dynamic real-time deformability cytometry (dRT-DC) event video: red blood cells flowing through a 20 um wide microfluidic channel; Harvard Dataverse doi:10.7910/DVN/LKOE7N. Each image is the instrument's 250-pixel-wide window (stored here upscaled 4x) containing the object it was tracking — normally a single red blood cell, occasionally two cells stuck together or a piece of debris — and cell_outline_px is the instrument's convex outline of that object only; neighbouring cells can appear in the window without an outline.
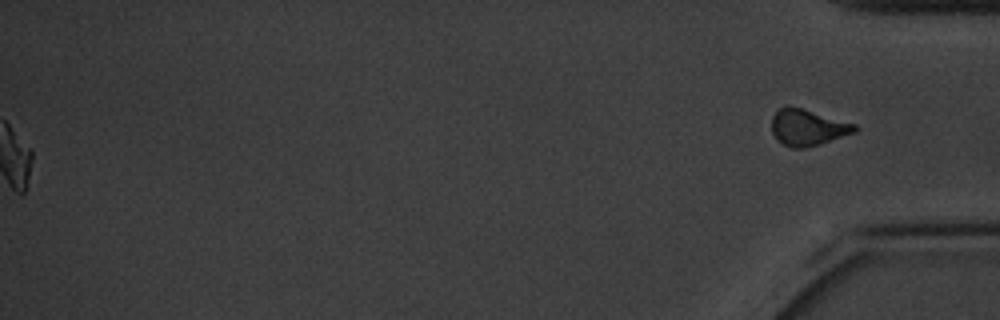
{"species": "common noctule bat (a hibernating species)", "species_latin": "Nyctalus noctula", "temperature_condition": "cold", "stored_images_in_passage": 62, "segment_of_instrument_passage": [2, 2], "camera_frame_rate_fps": 3000, "um_per_image_px": 0.085, "animal": {"sex": "male", "body_mass_g": 20.1, "forearm_length_mm": 53.5}, "frame": {"image": 1, "passage_image": 62, "time_ms": 20.333, "image_size_px": [1000, 320], "cell_outline_px": [[860, 128], [856, 132], [820, 144], [804, 148], [792, 148], [776, 140], [772, 132], [772, 116], [780, 108], [788, 104], [856, 124]], "centroid_in_image_um": [68.65, 10.83], "position_along_channel_um": 366.5, "area_um2": 17.69}}